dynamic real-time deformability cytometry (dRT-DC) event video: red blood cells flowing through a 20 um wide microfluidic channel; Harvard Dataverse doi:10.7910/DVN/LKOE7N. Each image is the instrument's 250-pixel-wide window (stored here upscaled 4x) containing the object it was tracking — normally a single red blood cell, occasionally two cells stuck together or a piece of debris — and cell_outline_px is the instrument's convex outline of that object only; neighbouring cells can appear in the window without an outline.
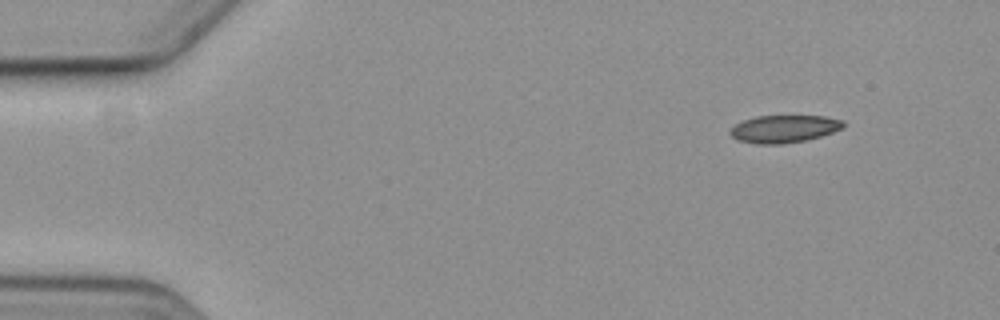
{"species": "common noctule bat (a hibernating species)", "species_latin": "Nyctalus noctula", "temperature_condition": "cold", "stored_images_in_passage": 4, "camera_frame_rate_fps": 3000, "um_per_image_px": 0.085, "animal": {"sex": "female", "body_mass_g": 19.3, "forearm_length_mm": 54.1}, "frame": {"image": 1, "passage_image": 1, "time_ms": 0.0, "image_size_px": [1000, 320], "cell_outline_px": [[844, 128], [820, 136], [804, 140], [784, 144], [756, 144], [736, 140], [728, 132], [736, 124], [744, 120], [756, 116], [824, 116], [844, 120]], "centroid_in_image_um": [66.64, 10.95], "position_along_channel_um": 18.4, "area_um2": 18.15}}
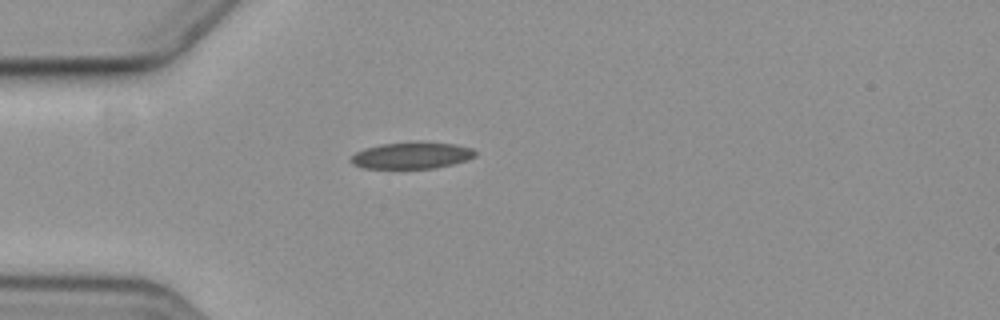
{"frame": {"image": 2, "passage_image": 3, "time_ms": 3.333, "image_size_px": [1000, 320], "cell_outline_px": [[476, 156], [468, 160], [436, 168], [364, 168], [352, 164], [348, 160], [356, 152], [364, 148], [380, 144], [420, 140], [456, 144], [472, 148], [476, 152]], "centroid_in_image_um": [35.01, 13.19], "position_along_channel_um": 50.0, "area_um2": 19.77}}